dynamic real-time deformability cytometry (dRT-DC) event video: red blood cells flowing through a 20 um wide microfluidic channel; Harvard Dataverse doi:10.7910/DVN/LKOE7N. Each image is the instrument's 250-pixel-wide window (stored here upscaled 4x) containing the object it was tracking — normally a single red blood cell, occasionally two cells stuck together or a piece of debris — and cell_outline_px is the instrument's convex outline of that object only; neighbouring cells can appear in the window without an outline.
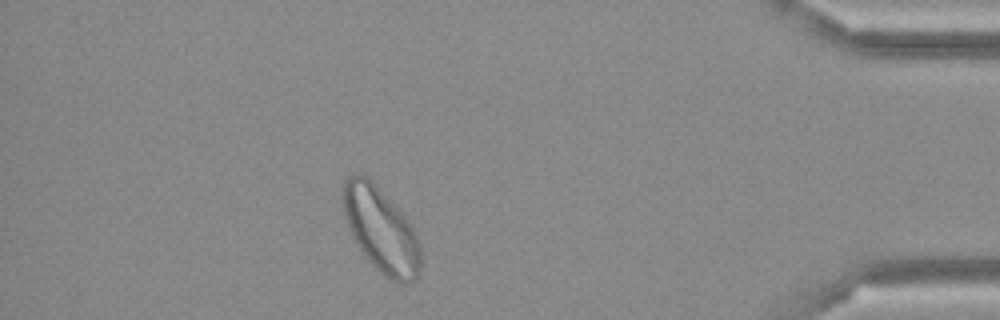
{"species": "Egyptian fruit bat (a non-hibernating species)", "species_latin": "Rousettus aegyptiacus", "temperature_condition": "cold", "stored_images_in_passage": 46, "camera_frame_rate_fps": 3000, "um_per_image_px": 0.085, "frame": {"image": 1, "passage_image": 40, "time_ms": 13.0, "image_size_px": [1000, 320], "cell_outline_px": [[420, 276], [416, 280], [408, 284], [400, 284], [384, 276], [364, 256], [356, 244], [348, 228], [344, 216], [340, 200], [340, 192], [344, 180], [348, 176], [356, 172], [360, 172], [368, 176], [404, 216], [412, 228], [420, 244]], "centroid_in_image_um": [32.32, 19.53], "position_along_channel_um": 402.9, "area_um2": 39.02}}